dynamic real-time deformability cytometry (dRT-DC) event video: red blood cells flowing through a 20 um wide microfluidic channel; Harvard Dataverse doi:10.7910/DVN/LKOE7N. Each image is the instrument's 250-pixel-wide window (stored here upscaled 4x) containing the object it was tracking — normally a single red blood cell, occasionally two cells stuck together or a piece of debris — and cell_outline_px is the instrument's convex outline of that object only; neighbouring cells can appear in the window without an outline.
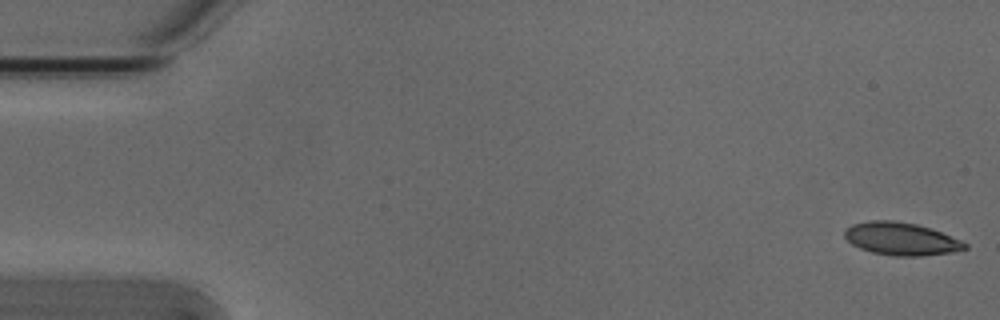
{"species": "Egyptian fruit bat (a non-hibernating species)", "species_latin": "Rousettus aegyptiacus", "temperature_condition": "cold", "stored_images_in_passage": 13, "camera_frame_rate_fps": 3000, "um_per_image_px": 0.085, "animal": {"sex": "male"}, "frame": {"image": 1, "passage_image": 1, "time_ms": 0.0, "image_size_px": [1000, 320], "cell_outline_px": [[968, 248], [952, 252], [920, 256], [896, 256], [872, 252], [860, 248], [852, 244], [844, 236], [844, 232], [852, 224], [872, 220], [892, 220], [916, 224], [940, 232], [960, 240], [968, 244]], "centroid_in_image_um": [76.59, 20.3], "position_along_channel_um": 8.4, "area_um2": 22.66}}